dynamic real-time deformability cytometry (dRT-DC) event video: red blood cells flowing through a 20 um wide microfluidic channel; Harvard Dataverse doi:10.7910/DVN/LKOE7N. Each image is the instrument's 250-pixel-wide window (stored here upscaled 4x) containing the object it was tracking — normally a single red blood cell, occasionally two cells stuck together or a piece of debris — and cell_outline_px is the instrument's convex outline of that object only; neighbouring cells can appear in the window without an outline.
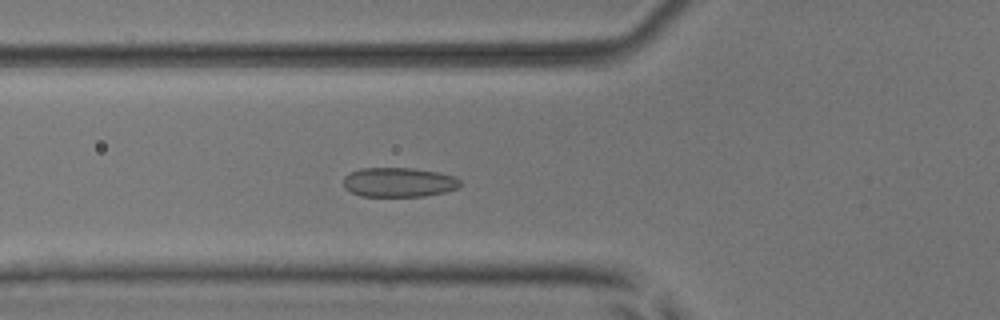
{"species": "common noctule bat (a hibernating species)", "species_latin": "Nyctalus noctula", "temperature_condition": "room temperature", "stored_images_in_passage": 41, "camera_frame_rate_fps": 3000, "um_per_image_px": 0.085, "animal": {"sex": "male", "body_mass_g": 17.9, "forearm_length_mm": 54.2}, "frame": {"image": 1, "passage_image": 9, "time_ms": 2.667, "image_size_px": [1000, 320], "cell_outline_px": [[460, 188], [444, 192], [424, 196], [360, 196], [344, 188], [344, 176], [348, 172], [360, 168], [412, 168], [436, 172], [456, 176], [460, 180]], "centroid_in_image_um": [33.89, 15.49], "position_along_channel_um": 91.9, "area_um2": 20.17}}
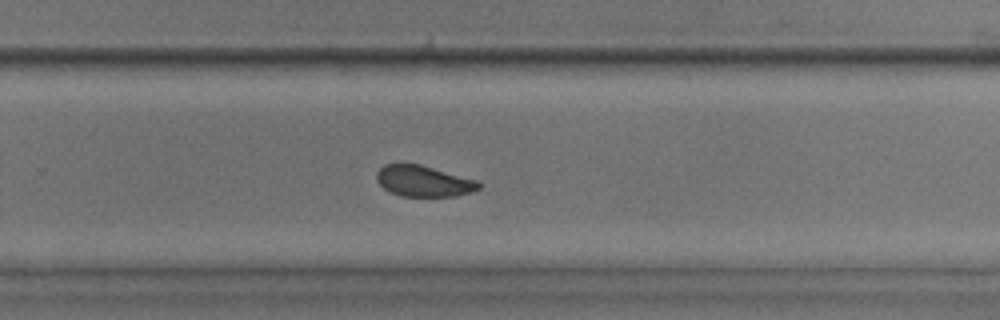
{"frame": {"image": 2, "passage_image": 24, "time_ms": 7.667, "image_size_px": [1000, 320], "cell_outline_px": [[480, 188], [472, 192], [456, 196], [400, 196], [384, 188], [376, 180], [376, 172], [384, 164], [420, 164], [476, 180], [480, 184]], "centroid_in_image_um": [35.99, 15.39], "position_along_channel_um": 293.8, "area_um2": 18.32}}
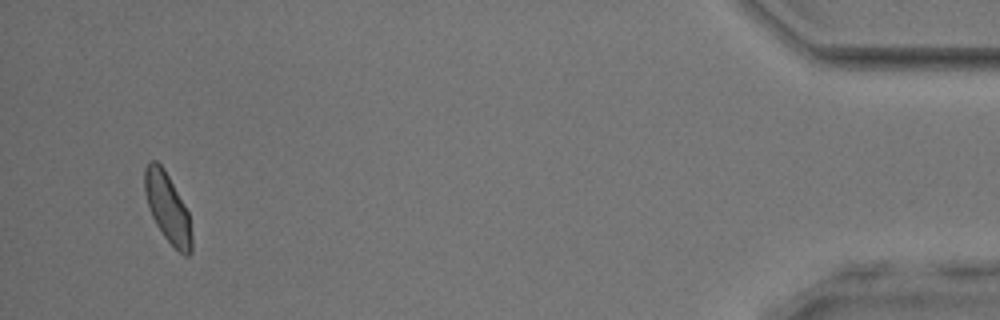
{"frame": {"image": 3, "passage_image": 39, "time_ms": 12.667, "image_size_px": [1000, 320], "cell_outline_px": [[192, 252], [188, 256], [184, 256], [164, 236], [156, 224], [152, 216], [144, 192], [144, 168], [152, 160], [156, 160], [164, 168], [184, 204], [188, 212], [192, 236]], "centroid_in_image_um": [14.25, 17.66], "position_along_channel_um": 421.0, "area_um2": 18.79}, "authors_computed_cell_mechanics": {"area_um2": 18.9584, "velocity_mm_per_s": 4.0482, "shape_relaxation_time_tau1_ms": 3.8911, "shape_relaxation_time_tau2_ms": 1.3339, "deformation_change_tau1": 0.0767, "deformation_change_tau2": 0.0586}}